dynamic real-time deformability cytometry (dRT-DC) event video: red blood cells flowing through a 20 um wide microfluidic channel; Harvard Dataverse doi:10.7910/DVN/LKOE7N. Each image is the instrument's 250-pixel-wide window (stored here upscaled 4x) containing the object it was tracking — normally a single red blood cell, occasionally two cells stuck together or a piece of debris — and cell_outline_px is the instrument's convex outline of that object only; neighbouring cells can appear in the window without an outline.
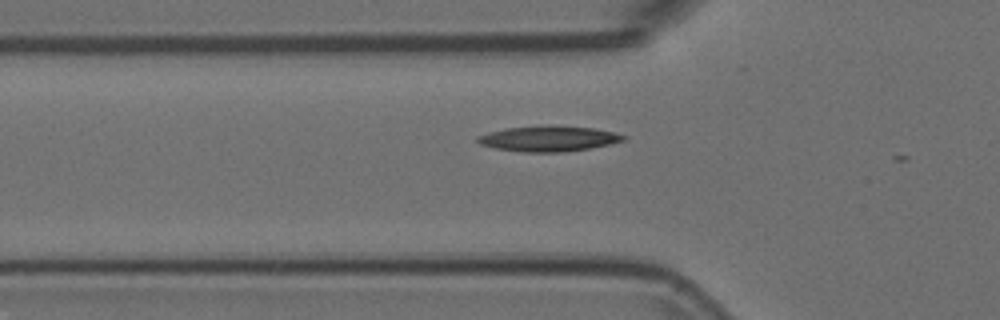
{"species": "Egyptian fruit bat (a non-hibernating species)", "species_latin": "Rousettus aegyptiacus", "temperature_condition": "room temperature", "stored_images_in_passage": 3, "camera_frame_rate_fps": 3000, "um_per_image_px": 0.085, "animal": {"sex": "female"}, "frame": {"image": 1, "passage_image": 2, "time_ms": 0.333, "image_size_px": [1000, 320], "cell_outline_px": [[628, 136], [624, 140], [608, 144], [588, 148], [564, 152], [524, 152], [496, 148], [480, 144], [476, 140], [476, 136], [508, 128], [548, 124], [592, 128], [616, 132]], "centroid_in_image_um": [46.65, 11.77], "position_along_channel_um": 79.2, "area_um2": 21.62}}